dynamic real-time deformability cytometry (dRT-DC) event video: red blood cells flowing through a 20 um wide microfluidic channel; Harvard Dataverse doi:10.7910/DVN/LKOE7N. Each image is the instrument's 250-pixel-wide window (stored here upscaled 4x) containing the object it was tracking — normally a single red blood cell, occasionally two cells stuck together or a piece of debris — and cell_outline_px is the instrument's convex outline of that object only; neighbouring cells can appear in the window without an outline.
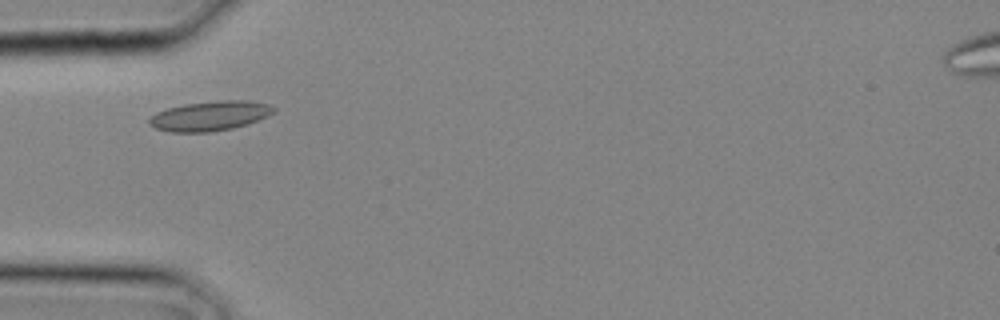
{"species": "common noctule bat (a hibernating species)", "species_latin": "Nyctalus noctula", "temperature_condition": "cold", "stored_images_in_passage": 8, "camera_frame_rate_fps": 3000, "um_per_image_px": 0.085, "animal": {"sex": "male", "body_mass_g": 20.4}, "frame": {"image": 1, "passage_image": 1, "time_ms": 0.0, "image_size_px": [1000, 320], "cell_outline_px": [[276, 108], [268, 116], [232, 128], [208, 132], [172, 132], [156, 128], [148, 124], [148, 120], [156, 112], [168, 108], [184, 104], [220, 100], [248, 100], [268, 104]], "centroid_in_image_um": [17.82, 9.84], "position_along_channel_um": 67.2, "area_um2": 21.27}}
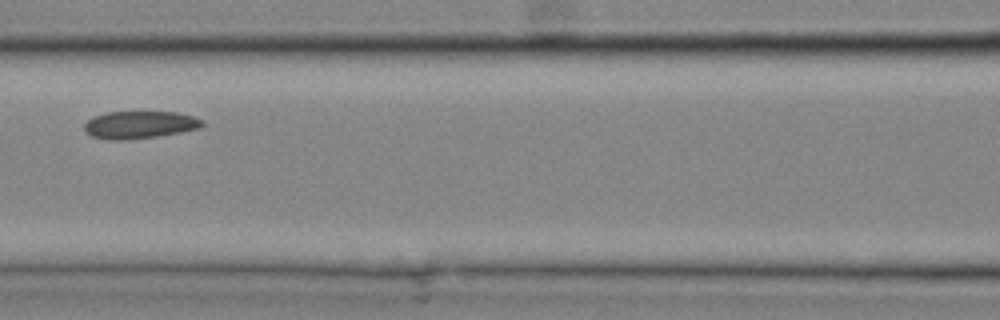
{"frame": {"image": 2, "passage_image": 5, "time_ms": 1.333, "image_size_px": [1000, 320], "cell_outline_px": [[204, 124], [200, 128], [160, 136], [128, 140], [108, 140], [92, 136], [84, 128], [84, 124], [88, 120], [96, 116], [108, 112], [176, 112], [192, 116], [204, 120]], "centroid_in_image_um": [11.9, 10.61], "position_along_channel_um": 154.7, "area_um2": 18.84}}
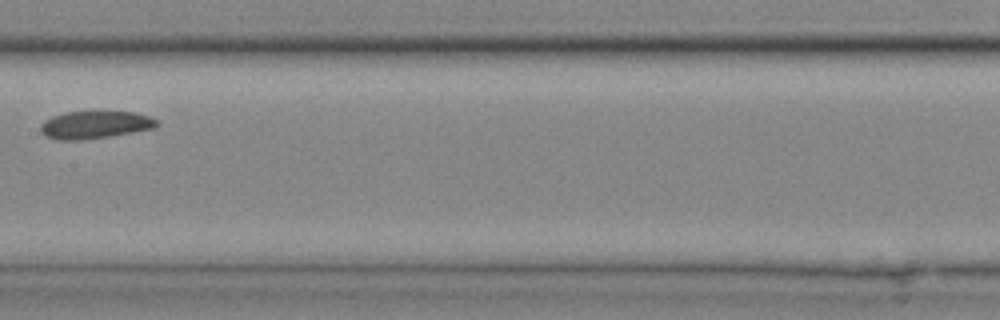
{"frame": {"image": 3, "passage_image": 7, "time_ms": 2.0, "image_size_px": [1000, 320], "cell_outline_px": [[160, 124], [152, 128], [132, 132], [108, 136], [80, 140], [56, 140], [44, 136], [40, 132], [40, 124], [44, 120], [52, 116], [68, 112], [132, 112], [148, 116], [160, 120]], "centroid_in_image_um": [8.03, 10.61], "position_along_channel_um": 199.4, "area_um2": 18.61}}